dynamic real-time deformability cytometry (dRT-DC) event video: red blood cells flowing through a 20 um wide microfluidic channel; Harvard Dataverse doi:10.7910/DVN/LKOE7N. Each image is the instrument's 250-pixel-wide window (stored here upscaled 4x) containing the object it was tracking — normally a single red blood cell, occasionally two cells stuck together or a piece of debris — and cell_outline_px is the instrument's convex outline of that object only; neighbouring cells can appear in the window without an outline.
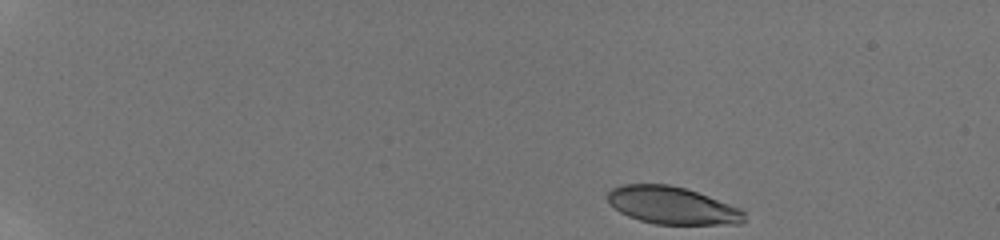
{"species": "human", "species_latin": "Homo sapiens", "temperature_condition": "room temperature", "stored_images_in_passage": 15, "camera_frame_rate_fps": 3000, "um_per_image_px": 0.085, "donor": {"sex": "male"}, "frame": {"image": 1, "passage_image": 1, "time_ms": 0.0, "image_size_px": [1000, 240], "cell_outline_px": [[744, 220], [740, 224], [656, 224], [640, 220], [628, 216], [620, 212], [608, 200], [608, 192], [612, 188], [624, 184], [668, 184], [684, 188], [708, 196], [740, 208], [744, 212]], "centroid_in_image_um": [57.14, 17.46], "position_along_channel_um": 27.9, "area_um2": 29.48}}
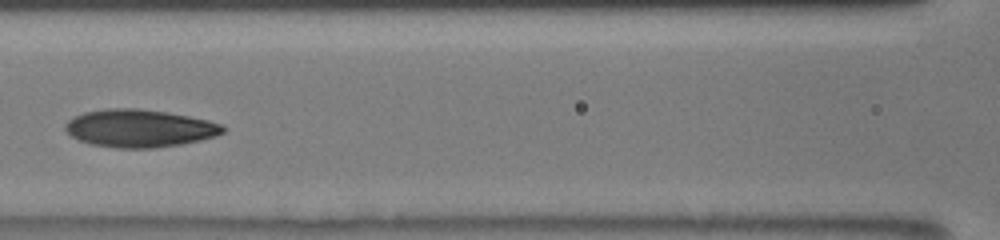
{"frame": {"image": 2, "passage_image": 7, "time_ms": 6.667, "image_size_px": [1000, 240], "cell_outline_px": [[228, 128], [224, 132], [216, 136], [200, 140], [180, 144], [152, 148], [120, 148], [92, 144], [80, 140], [72, 136], [64, 128], [64, 124], [72, 116], [84, 112], [108, 108], [140, 108], [168, 112], [208, 120], [220, 124]], "centroid_in_image_um": [11.86, 10.89], "position_along_channel_um": 154.7, "area_um2": 34.68}}
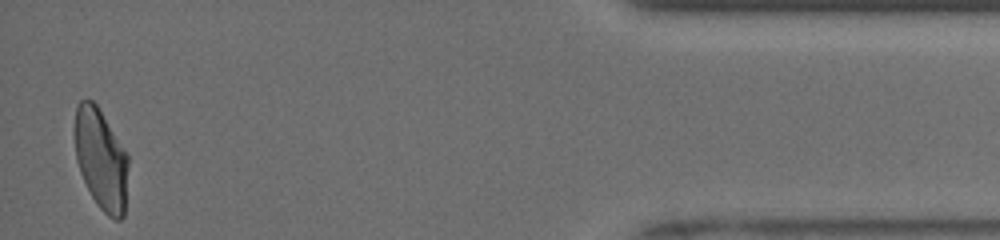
{"frame": {"image": 3, "passage_image": 15, "time_ms": 15.0, "image_size_px": [1000, 240], "cell_outline_px": [[128, 164], [124, 216], [120, 220], [116, 220], [108, 216], [100, 208], [92, 196], [80, 172], [76, 160], [72, 132], [76, 108], [80, 100], [92, 100], [96, 104], [128, 156]], "centroid_in_image_um": [8.54, 13.52], "position_along_channel_um": 426.7, "area_um2": 31.5}, "authors_computed_cell_mechanics": {"area_um2": 32.7148, "velocity_mm_per_s": 3.954, "shape_relaxation_time_tau1_ms": 3.6317, "shape_relaxation_time_tau2_ms": 1.2444, "deformation_change_tau1": 0.1408, "deformation_change_tau2": 0.0593}}